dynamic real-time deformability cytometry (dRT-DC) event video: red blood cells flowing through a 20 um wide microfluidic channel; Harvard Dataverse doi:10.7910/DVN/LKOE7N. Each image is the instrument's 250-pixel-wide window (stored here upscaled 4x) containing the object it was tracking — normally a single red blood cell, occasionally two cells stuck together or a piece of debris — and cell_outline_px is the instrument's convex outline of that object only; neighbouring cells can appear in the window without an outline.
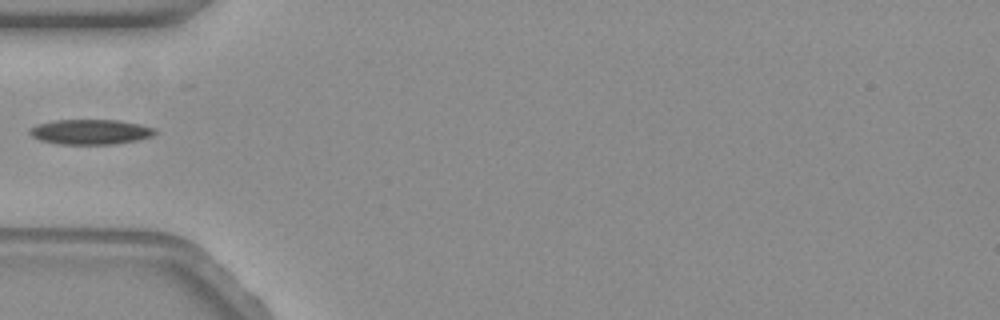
{"species": "common noctule bat (a hibernating species)", "species_latin": "Nyctalus noctula", "temperature_condition": "warm", "stored_images_in_passage": 7, "camera_frame_rate_fps": 3000, "um_per_image_px": 0.085, "animal": {"sex": "female", "body_mass_g": 19.3, "forearm_length_mm": 54.1}, "frame": {"image": 1, "passage_image": 1, "time_ms": 0.0, "image_size_px": [1000, 320], "cell_outline_px": [[156, 132], [152, 136], [136, 140], [112, 144], [56, 144], [40, 140], [32, 136], [28, 132], [28, 128], [36, 124], [52, 120], [120, 120], [140, 124], [156, 128]], "centroid_in_image_um": [7.65, 11.2], "position_along_channel_um": 77.4, "area_um2": 18.44}}